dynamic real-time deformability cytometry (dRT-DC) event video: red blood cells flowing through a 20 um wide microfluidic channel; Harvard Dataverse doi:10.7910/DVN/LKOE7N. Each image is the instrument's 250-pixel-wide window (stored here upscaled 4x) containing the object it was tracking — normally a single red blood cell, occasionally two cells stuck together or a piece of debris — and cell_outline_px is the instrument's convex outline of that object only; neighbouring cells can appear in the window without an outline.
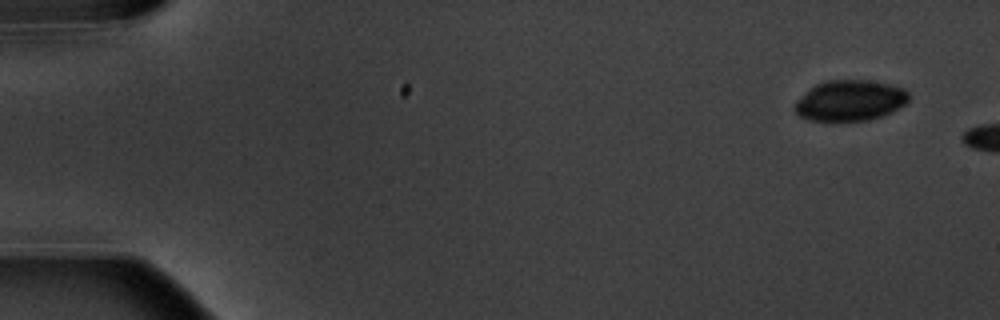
{"species": "common noctule bat (a hibernating species)", "species_latin": "Nyctalus noctula", "temperature_condition": "warm", "stored_images_in_passage": 3, "camera_frame_rate_fps": 3000, "um_per_image_px": 0.085, "animal": {"sex": "male", "body_mass_g": 20.1, "forearm_length_mm": 53.5}, "frame": {"image": 1, "passage_image": 1, "time_ms": 0.0, "image_size_px": [1000, 320], "cell_outline_px": [[908, 100], [904, 104], [892, 112], [880, 116], [864, 120], [808, 120], [800, 116], [792, 108], [796, 100], [816, 84], [828, 80], [868, 80], [888, 84], [904, 88], [908, 92]], "centroid_in_image_um": [72.23, 8.53], "position_along_channel_um": 12.8, "area_um2": 26.76}}